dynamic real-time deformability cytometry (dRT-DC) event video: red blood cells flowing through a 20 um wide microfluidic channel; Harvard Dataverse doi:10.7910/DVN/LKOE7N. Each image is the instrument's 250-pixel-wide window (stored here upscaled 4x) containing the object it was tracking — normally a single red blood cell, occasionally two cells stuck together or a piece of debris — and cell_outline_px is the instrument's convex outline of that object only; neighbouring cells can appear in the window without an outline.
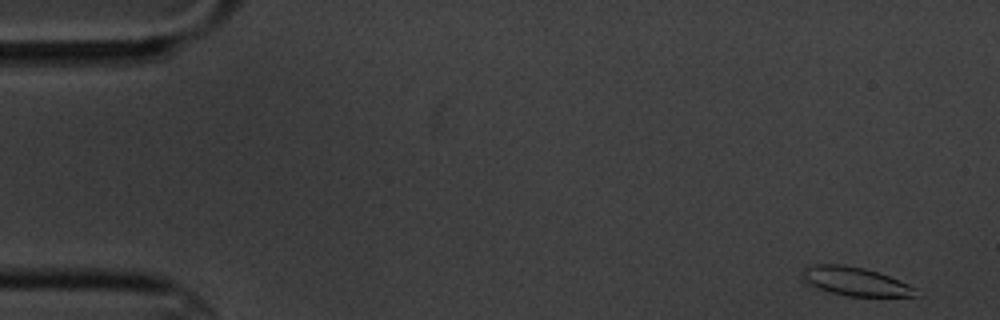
{"species": "common noctule bat (a hibernating species)", "species_latin": "Nyctalus noctula", "temperature_condition": "cold", "stored_images_in_passage": 5, "camera_frame_rate_fps": 3000, "um_per_image_px": 0.085, "animal": {"sex": "male", "body_mass_g": 20.1, "forearm_length_mm": 53.5}, "frame": {"image": 1, "passage_image": 1, "time_ms": 0.0, "image_size_px": [1000, 320], "cell_outline_px": [[916, 296], [848, 296], [816, 288], [804, 280], [804, 268], [816, 264], [844, 264], [864, 268], [880, 272], [900, 280], [916, 288]], "centroid_in_image_um": [72.73, 23.91], "position_along_channel_um": 12.3, "area_um2": 18.73}}
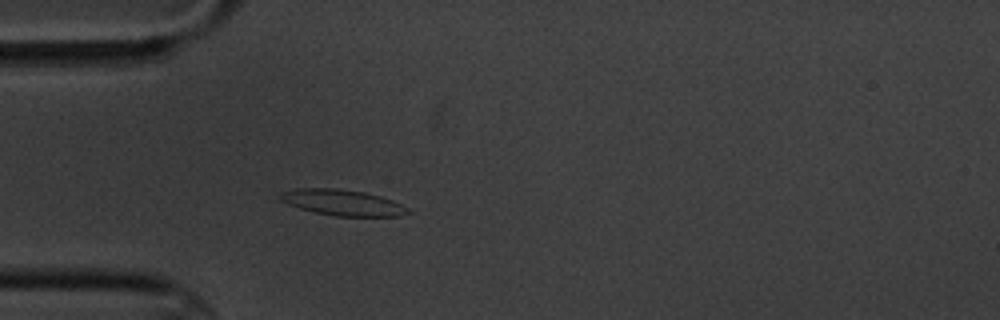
{"frame": {"image": 2, "passage_image": 5, "time_ms": 4.667, "image_size_px": [1000, 320], "cell_outline_px": [[412, 212], [400, 216], [336, 216], [316, 212], [300, 208], [288, 204], [280, 200], [276, 196], [280, 192], [296, 188], [336, 188], [364, 192], [380, 196], [392, 200], [408, 208]], "centroid_in_image_um": [29.08, 17.21], "position_along_channel_um": 55.9, "area_um2": 19.31}}